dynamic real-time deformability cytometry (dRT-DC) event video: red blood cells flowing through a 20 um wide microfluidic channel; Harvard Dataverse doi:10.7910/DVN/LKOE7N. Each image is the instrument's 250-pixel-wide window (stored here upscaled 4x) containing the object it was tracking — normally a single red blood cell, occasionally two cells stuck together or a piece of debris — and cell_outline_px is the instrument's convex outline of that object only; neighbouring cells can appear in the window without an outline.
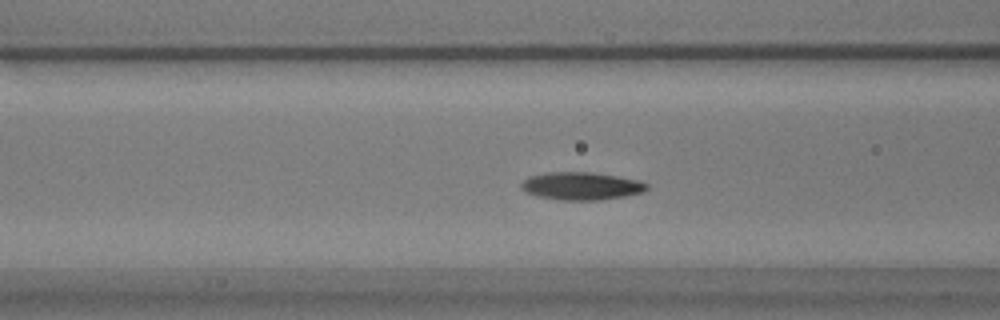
{"species": "common noctule bat (a hibernating species)", "species_latin": "Nyctalus noctula", "temperature_condition": "warm", "stored_images_in_passage": 30, "camera_frame_rate_fps": 3000, "um_per_image_px": 0.085, "animal": {"sex": "male", "body_mass_g": 17.9}, "frame": {"image": 1, "passage_image": 7, "time_ms": 2.0, "image_size_px": [1000, 320], "cell_outline_px": [[648, 188], [644, 192], [624, 196], [600, 200], [560, 200], [536, 196], [524, 192], [520, 188], [520, 184], [528, 176], [548, 172], [592, 172], [640, 180], [648, 184]], "centroid_in_image_um": [49.39, 15.81], "position_along_channel_um": 117.2, "area_um2": 20.52}}
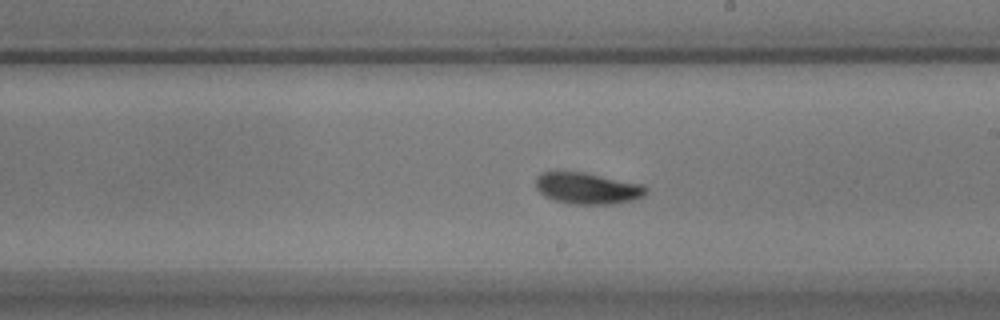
{"frame": {"image": 2, "passage_image": 17, "time_ms": 5.333, "image_size_px": [1000, 320], "cell_outline_px": [[648, 192], [644, 196], [632, 200], [612, 204], [572, 204], [552, 200], [544, 196], [536, 188], [536, 176], [540, 172], [584, 172], [644, 184], [648, 188]], "centroid_in_image_um": [49.94, 16.01], "position_along_channel_um": 239.1, "area_um2": 20.4}}
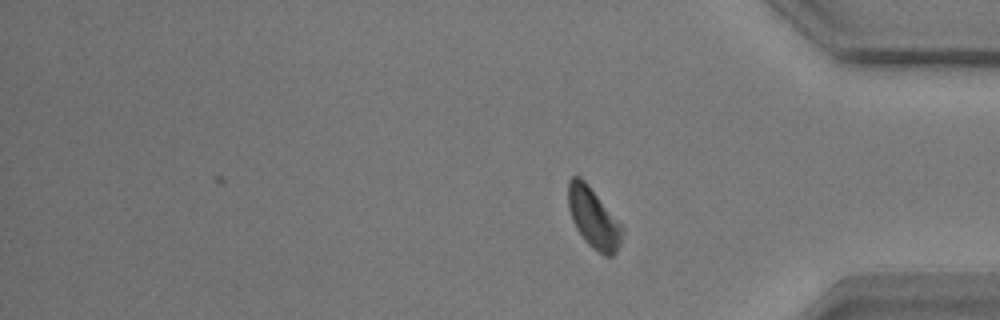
{"frame": {"image": 3, "passage_image": 30, "time_ms": 9.667, "image_size_px": [1000, 320], "cell_outline_px": [[624, 228], [620, 244], [616, 252], [612, 256], [604, 256], [592, 248], [584, 240], [576, 228], [572, 220], [568, 208], [568, 180], [572, 176], [580, 176], [588, 184], [624, 224]], "centroid_in_image_um": [50.47, 18.52], "position_along_channel_um": 384.7, "area_um2": 19.48}, "authors_computed_cell_mechanics": {"area_um2": 19.8543, "velocity_mm_per_s": 3.6686, "shape_relaxation_time_tau1_ms": 2.9928, "shape_relaxation_time_tau2_ms": 2.9892, "deformation_change_tau1": 0.1028, "deformation_change_tau2": 0.0712}}